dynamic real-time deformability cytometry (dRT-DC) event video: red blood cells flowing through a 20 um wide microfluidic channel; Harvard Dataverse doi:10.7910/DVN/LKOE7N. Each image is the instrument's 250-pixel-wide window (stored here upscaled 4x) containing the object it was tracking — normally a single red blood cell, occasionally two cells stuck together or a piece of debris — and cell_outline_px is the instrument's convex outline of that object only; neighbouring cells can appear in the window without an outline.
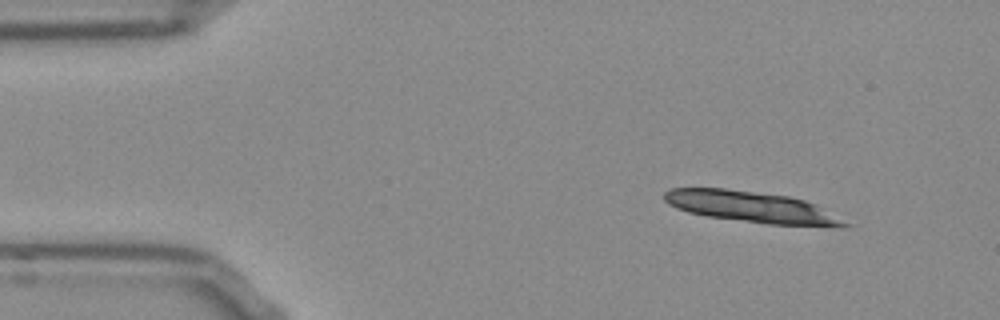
{"species": "Egyptian fruit bat (a non-hibernating species)", "species_latin": "Rousettus aegyptiacus", "temperature_condition": "room temperature", "stored_images_in_passage": 32, "camera_frame_rate_fps": 3000, "um_per_image_px": 0.085, "frame": {"image": 1, "passage_image": 1, "time_ms": 0.0, "image_size_px": [1000, 320], "cell_outline_px": [[852, 224], [844, 228], [768, 224], [708, 216], [688, 212], [676, 208], [668, 204], [664, 200], [664, 192], [672, 188], [724, 188], [788, 196], [804, 200], [816, 204]], "centroid_in_image_um": [63.95, 17.61], "position_along_channel_um": 21.0, "area_um2": 32.95}}
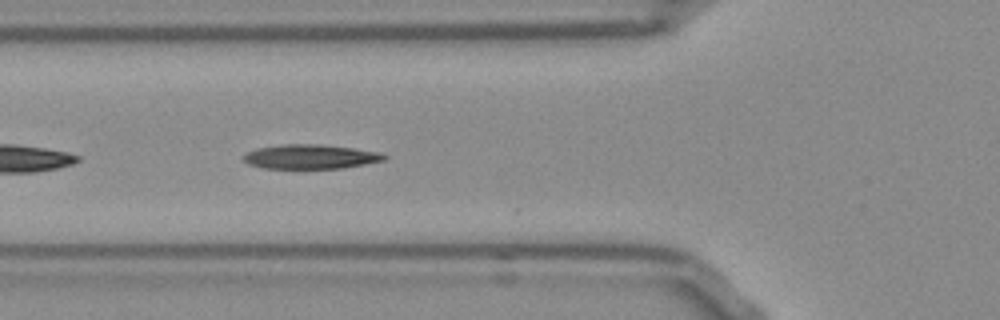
{"frame": {"image": 2, "passage_image": 14, "time_ms": 4.333, "image_size_px": [1000, 320], "cell_outline_px": [[388, 156], [384, 160], [344, 168], [260, 168], [248, 164], [244, 160], [244, 152], [256, 148], [284, 144], [320, 144], [352, 148], [380, 152]], "centroid_in_image_um": [26.36, 13.31], "position_along_channel_um": 99.4, "area_um2": 20.0}}
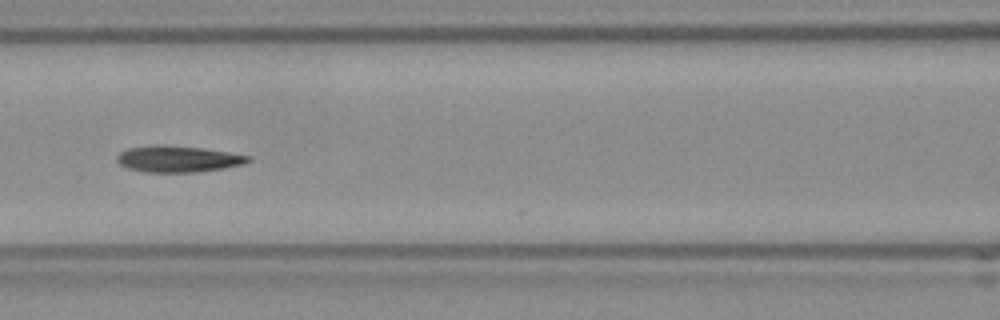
{"frame": {"image": 3, "passage_image": 18, "time_ms": 5.667, "image_size_px": [1000, 320], "cell_outline_px": [[252, 160], [244, 164], [224, 168], [200, 172], [148, 172], [128, 168], [120, 164], [116, 160], [116, 156], [120, 152], [128, 148], [152, 144], [164, 144], [204, 148], [252, 156]], "centroid_in_image_um": [15.15, 13.5], "position_along_channel_um": 151.5, "area_um2": 20.46}}